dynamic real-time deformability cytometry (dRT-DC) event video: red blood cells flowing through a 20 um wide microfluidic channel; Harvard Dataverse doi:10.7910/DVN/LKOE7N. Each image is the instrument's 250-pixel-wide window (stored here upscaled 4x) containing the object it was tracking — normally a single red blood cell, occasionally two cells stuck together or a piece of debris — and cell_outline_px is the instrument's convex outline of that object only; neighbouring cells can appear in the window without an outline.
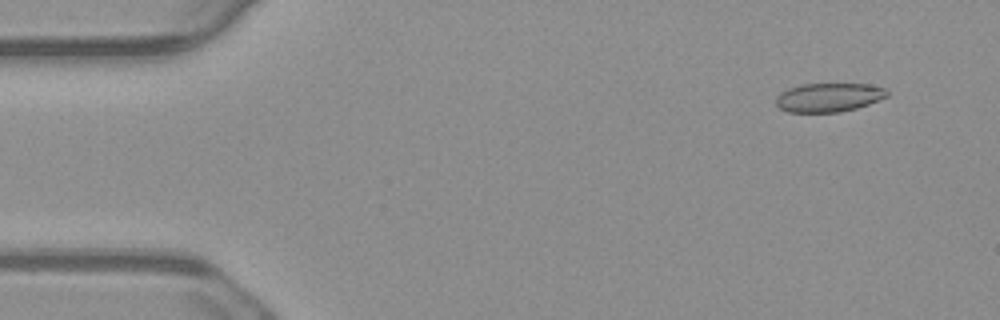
{"species": "common noctule bat (a hibernating species)", "species_latin": "Nyctalus noctula", "temperature_condition": "warm", "stored_images_in_passage": 54, "camera_frame_rate_fps": 3000, "um_per_image_px": 0.085, "animal": {"sex": "male", "body_mass_g": 23.1, "forearm_length_mm": 52.7}, "frame": {"image": 1, "passage_image": 4, "time_ms": 1.0, "image_size_px": [1000, 320], "cell_outline_px": [[888, 96], [868, 104], [856, 108], [840, 112], [788, 112], [780, 108], [776, 104], [776, 96], [780, 92], [788, 88], [800, 84], [868, 84], [884, 88], [888, 92]], "centroid_in_image_um": [70.41, 8.28], "position_along_channel_um": 14.6, "area_um2": 18.67}}
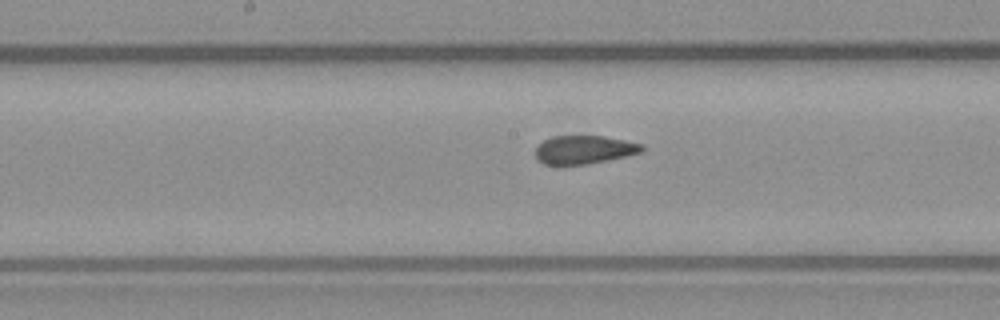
{"frame": {"image": 2, "passage_image": 27, "time_ms": 8.667, "image_size_px": [1000, 320], "cell_outline_px": [[644, 152], [608, 160], [588, 164], [564, 168], [560, 168], [544, 164], [536, 160], [536, 144], [552, 136], [604, 136], [644, 144]], "centroid_in_image_um": [49.59, 12.77], "position_along_channel_um": 198.6, "area_um2": 18.44}}
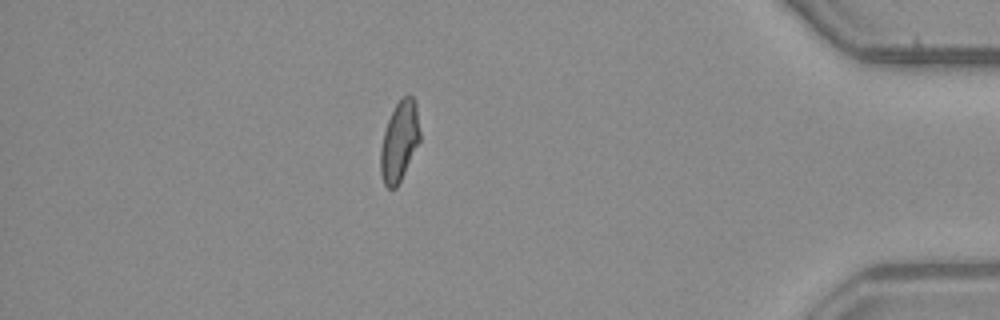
{"frame": {"image": 3, "passage_image": 47, "time_ms": 15.333, "image_size_px": [1000, 320], "cell_outline_px": [[420, 140], [396, 188], [388, 188], [384, 184], [380, 172], [380, 148], [384, 132], [388, 120], [396, 104], [408, 92], [416, 100], [420, 132]], "centroid_in_image_um": [33.95, 11.97], "position_along_channel_um": 401.3, "area_um2": 18.26}, "authors_computed_cell_mechanics": {"area_um2": 19.0451, "velocity_mm_per_s": 3.7497, "shape_relaxation_time_tau1_ms": null, "shape_relaxation_time_tau2_ms": 1.4818, "deformation_change_tau1": null, "deformation_change_tau2": 0.0641}}